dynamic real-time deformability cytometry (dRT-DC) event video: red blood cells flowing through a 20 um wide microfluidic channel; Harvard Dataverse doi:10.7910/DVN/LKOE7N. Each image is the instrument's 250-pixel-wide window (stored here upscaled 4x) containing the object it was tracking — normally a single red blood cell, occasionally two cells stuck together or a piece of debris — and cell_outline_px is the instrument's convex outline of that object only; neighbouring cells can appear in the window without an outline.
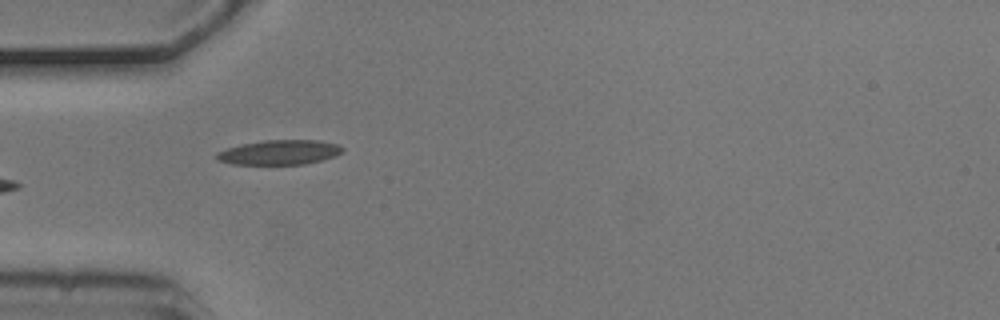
{"species": "common noctule bat (a hibernating species)", "species_latin": "Nyctalus noctula", "temperature_condition": "cold", "stored_images_in_passage": 7, "camera_frame_rate_fps": 3000, "um_per_image_px": 0.085, "animal": {"sex": "male", "body_mass_g": 20.5, "forearm_length_mm": 52.5}, "frame": {"image": 1, "passage_image": 6, "time_ms": 1.667, "image_size_px": [1000, 320], "cell_outline_px": [[344, 152], [336, 156], [304, 164], [232, 164], [216, 160], [216, 152], [228, 148], [244, 144], [264, 140], [316, 140], [336, 144], [344, 148]], "centroid_in_image_um": [23.76, 12.95], "position_along_channel_um": 61.2, "area_um2": 17.98}}